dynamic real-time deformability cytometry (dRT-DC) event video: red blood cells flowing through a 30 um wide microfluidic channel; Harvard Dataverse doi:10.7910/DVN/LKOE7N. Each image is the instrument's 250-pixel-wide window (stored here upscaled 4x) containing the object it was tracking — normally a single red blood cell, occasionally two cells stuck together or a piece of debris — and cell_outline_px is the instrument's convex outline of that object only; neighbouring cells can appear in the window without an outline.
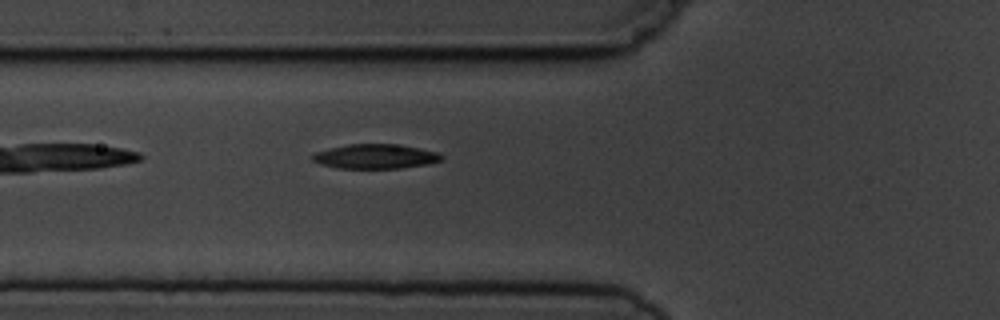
{"species": "common noctule bat (a hibernating species)", "species_latin": "Nyctalus noctula", "temperature_condition": "cold", "stored_images_in_passage": 5, "camera_frame_rate_fps": 3000, "um_per_image_px": 0.085, "animal": {"sex": "male", "body_mass_g": 19.5, "forearm_length_mm": 54.6}, "frame": {"image": 1, "passage_image": 5, "time_ms": 4.667, "image_size_px": [1000, 320], "cell_outline_px": [[444, 160], [428, 164], [400, 168], [336, 168], [320, 164], [312, 160], [312, 156], [316, 152], [328, 148], [348, 144], [396, 144], [420, 148], [440, 152], [444, 156]], "centroid_in_image_um": [31.95, 13.29], "position_along_channel_um": 93.8, "area_um2": 18.61}}